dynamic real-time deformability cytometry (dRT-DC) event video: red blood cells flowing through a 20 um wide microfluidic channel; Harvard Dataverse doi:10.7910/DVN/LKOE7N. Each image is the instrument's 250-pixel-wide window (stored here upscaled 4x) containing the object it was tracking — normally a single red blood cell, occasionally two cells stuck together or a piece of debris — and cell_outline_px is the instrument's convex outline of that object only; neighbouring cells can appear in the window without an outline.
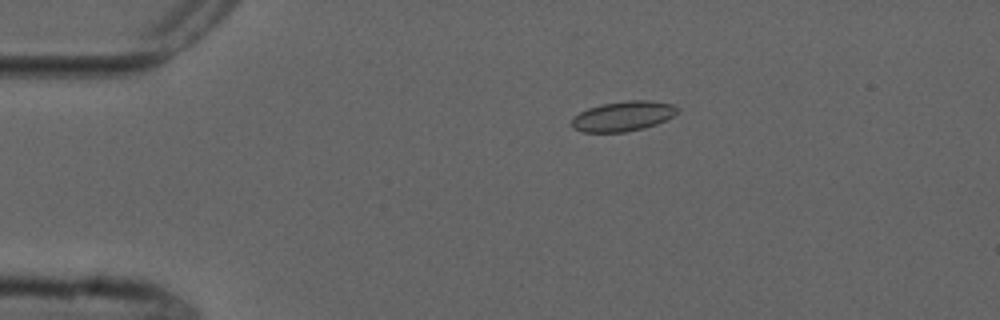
{"species": "common noctule bat (a hibernating species)", "species_latin": "Nyctalus noctula", "temperature_condition": "cold", "stored_images_in_passage": 6, "camera_frame_rate_fps": 3000, "um_per_image_px": 0.085, "animal": {"sex": "male", "forearm_length_mm": 52.5}, "frame": {"image": 1, "passage_image": 2, "time_ms": 1.333, "image_size_px": [1000, 320], "cell_outline_px": [[680, 108], [672, 116], [656, 124], [644, 128], [624, 132], [580, 132], [572, 128], [572, 116], [588, 108], [600, 104], [628, 100], [652, 100], [672, 104]], "centroid_in_image_um": [52.92, 9.87], "position_along_channel_um": 32.1, "area_um2": 18.55}}
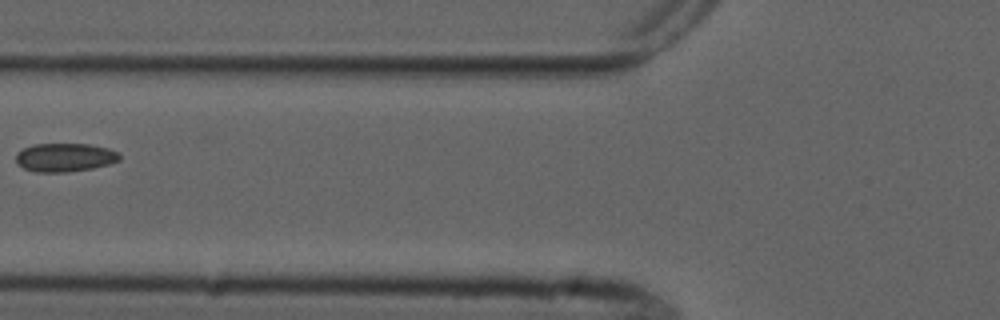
{"frame": {"image": 2, "passage_image": 5, "time_ms": 5.0, "image_size_px": [1000, 320], "cell_outline_px": [[120, 160], [108, 164], [92, 168], [68, 172], [36, 172], [24, 168], [16, 164], [16, 152], [32, 144], [88, 144], [108, 148], [120, 152]], "centroid_in_image_um": [5.5, 13.38], "position_along_channel_um": 120.3, "area_um2": 17.34}}
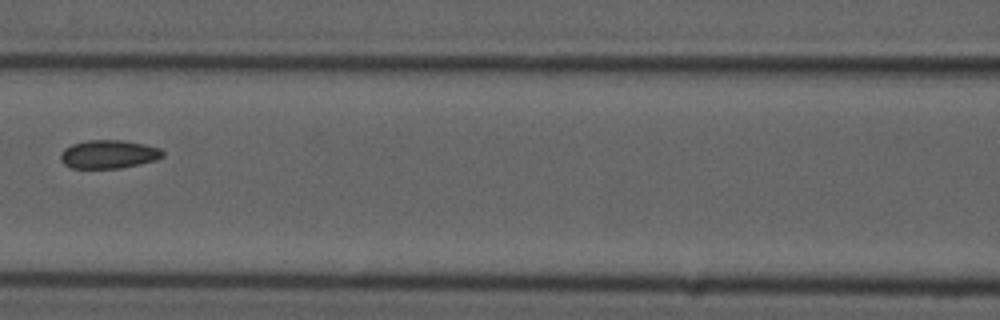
{"frame": {"image": 3, "passage_image": 6, "time_ms": 6.0, "image_size_px": [1000, 320], "cell_outline_px": [[164, 156], [156, 160], [140, 164], [120, 168], [72, 168], [64, 164], [60, 160], [60, 152], [64, 148], [72, 144], [88, 140], [124, 140], [144, 144], [160, 148], [164, 152]], "centroid_in_image_um": [9.23, 13.11], "position_along_channel_um": 157.4, "area_um2": 17.05}}